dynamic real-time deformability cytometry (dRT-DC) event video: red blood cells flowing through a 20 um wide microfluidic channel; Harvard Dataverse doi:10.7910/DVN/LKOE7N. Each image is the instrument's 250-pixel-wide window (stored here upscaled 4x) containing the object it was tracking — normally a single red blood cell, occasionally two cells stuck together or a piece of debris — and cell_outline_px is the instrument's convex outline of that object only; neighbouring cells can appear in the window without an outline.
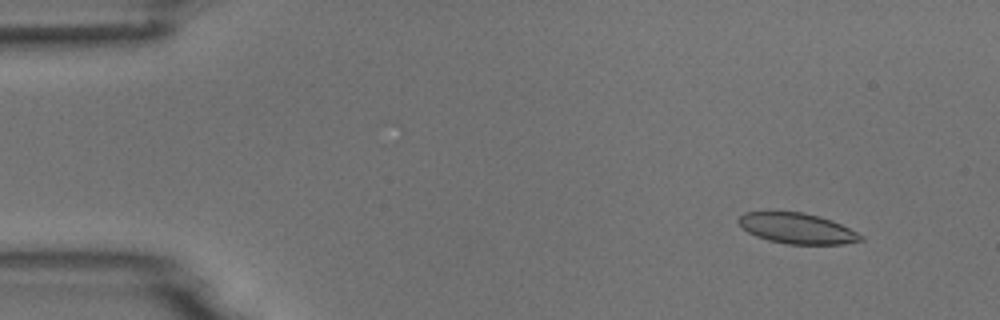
{"species": "common noctule bat (a hibernating species)", "species_latin": "Nyctalus noctula", "temperature_condition": "room temperature", "stored_images_in_passage": 5, "camera_frame_rate_fps": 3000, "um_per_image_px": 0.085, "animal": {"sex": "male", "body_mass_g": 18.8}, "frame": {"image": 1, "passage_image": 2, "time_ms": 1.333, "image_size_px": [1000, 320], "cell_outline_px": [[864, 240], [844, 244], [788, 244], [768, 240], [756, 236], [748, 232], [736, 220], [744, 212], [804, 212], [820, 216], [832, 220], [864, 236]], "centroid_in_image_um": [67.76, 19.41], "position_along_channel_um": 17.2, "area_um2": 21.68}}